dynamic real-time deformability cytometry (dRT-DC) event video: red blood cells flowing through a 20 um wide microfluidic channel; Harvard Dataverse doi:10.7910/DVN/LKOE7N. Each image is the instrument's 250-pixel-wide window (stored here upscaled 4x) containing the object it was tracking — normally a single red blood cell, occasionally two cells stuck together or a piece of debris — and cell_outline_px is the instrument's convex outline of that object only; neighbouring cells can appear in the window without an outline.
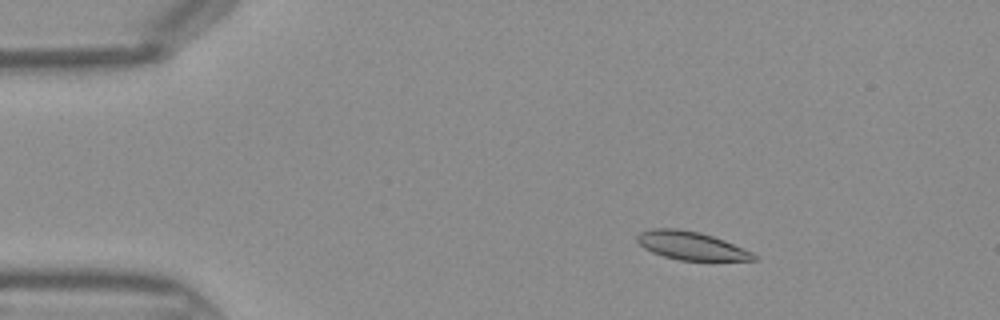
{"species": "Egyptian fruit bat (a non-hibernating species)", "species_latin": "Rousettus aegyptiacus", "temperature_condition": "warm", "stored_images_in_passage": 14, "camera_frame_rate_fps": 3000, "um_per_image_px": 0.085, "frame": {"image": 1, "passage_image": 7, "time_ms": 2.0, "image_size_px": [1000, 320], "cell_outline_px": [[756, 260], [680, 260], [664, 256], [652, 252], [644, 248], [636, 240], [636, 236], [640, 232], [652, 228], [676, 228], [700, 232], [724, 240], [752, 252], [756, 256]], "centroid_in_image_um": [58.71, 20.87], "position_along_channel_um": 26.3, "area_um2": 19.02}}